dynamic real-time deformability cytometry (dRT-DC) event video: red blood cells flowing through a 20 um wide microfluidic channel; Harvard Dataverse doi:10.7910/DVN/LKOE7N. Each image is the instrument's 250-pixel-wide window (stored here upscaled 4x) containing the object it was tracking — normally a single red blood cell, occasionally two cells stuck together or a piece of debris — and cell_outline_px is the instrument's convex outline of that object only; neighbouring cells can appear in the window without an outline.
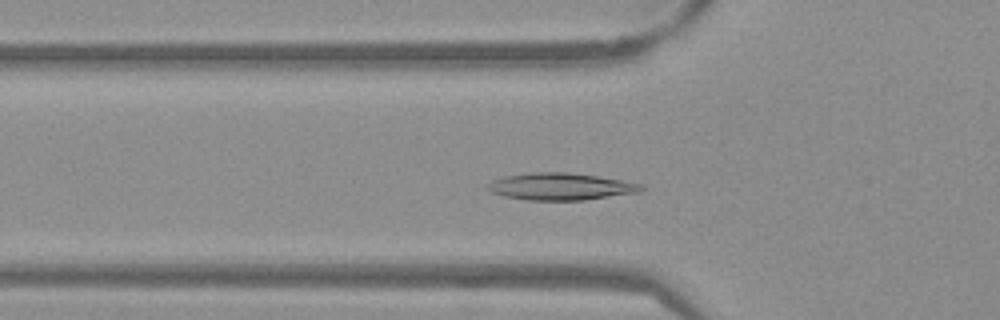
{"species": "Egyptian fruit bat (a non-hibernating species)", "species_latin": "Rousettus aegyptiacus", "temperature_condition": "warm", "stored_images_in_passage": 51, "camera_frame_rate_fps": 3000, "um_per_image_px": 0.085, "frame": {"image": 1, "passage_image": 16, "time_ms": 5.0, "image_size_px": [1000, 320], "cell_outline_px": [[644, 188], [640, 192], [584, 200], [528, 200], [504, 196], [492, 192], [488, 188], [488, 184], [492, 180], [504, 176], [528, 172], [568, 172], [596, 176], [620, 180], [640, 184]], "centroid_in_image_um": [47.63, 15.85], "position_along_channel_um": 78.2, "area_um2": 24.04}}
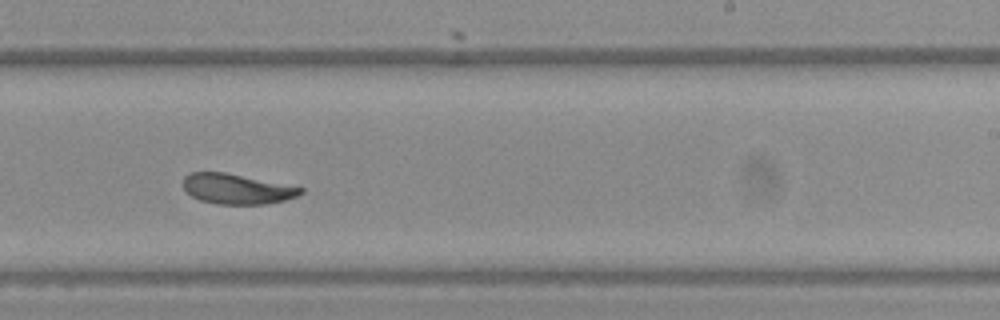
{"frame": {"image": 2, "passage_image": 31, "time_ms": 10.0, "image_size_px": [1000, 320], "cell_outline_px": [[304, 192], [296, 196], [284, 200], [264, 204], [216, 204], [200, 200], [192, 196], [184, 188], [184, 176], [188, 172], [224, 172], [304, 188]], "centroid_in_image_um": [20.11, 16.06], "position_along_channel_um": 268.9, "area_um2": 20.4}}
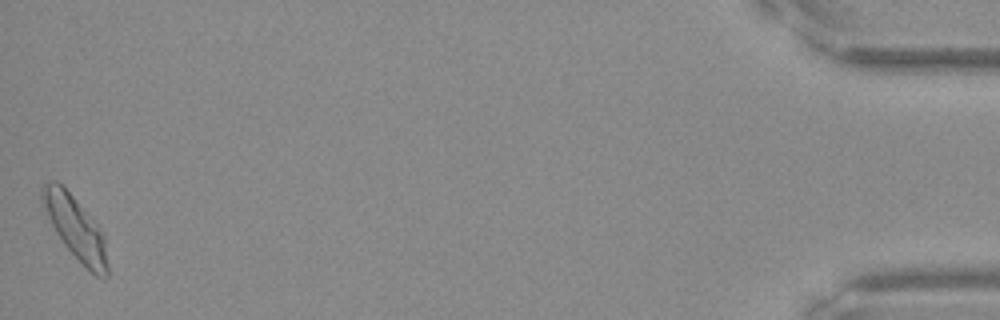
{"frame": {"image": 3, "passage_image": 51, "time_ms": 16.667, "image_size_px": [1000, 320], "cell_outline_px": [[108, 276], [104, 280], [96, 276], [64, 244], [56, 232], [40, 200], [40, 188], [44, 184], [52, 180], [56, 180], [72, 196], [104, 232], [108, 264]], "centroid_in_image_um": [6.43, 19.37], "position_along_channel_um": 428.8, "area_um2": 23.47}, "authors_computed_cell_mechanics": {"area_um2": 21.8484, "velocity_mm_per_s": 3.805, "shape_relaxation_time_tau1_ms": 3.3826, "shape_relaxation_time_tau2_ms": 1.9092, "deformation_change_tau1": 0.1046, "deformation_change_tau2": 0.0525}}